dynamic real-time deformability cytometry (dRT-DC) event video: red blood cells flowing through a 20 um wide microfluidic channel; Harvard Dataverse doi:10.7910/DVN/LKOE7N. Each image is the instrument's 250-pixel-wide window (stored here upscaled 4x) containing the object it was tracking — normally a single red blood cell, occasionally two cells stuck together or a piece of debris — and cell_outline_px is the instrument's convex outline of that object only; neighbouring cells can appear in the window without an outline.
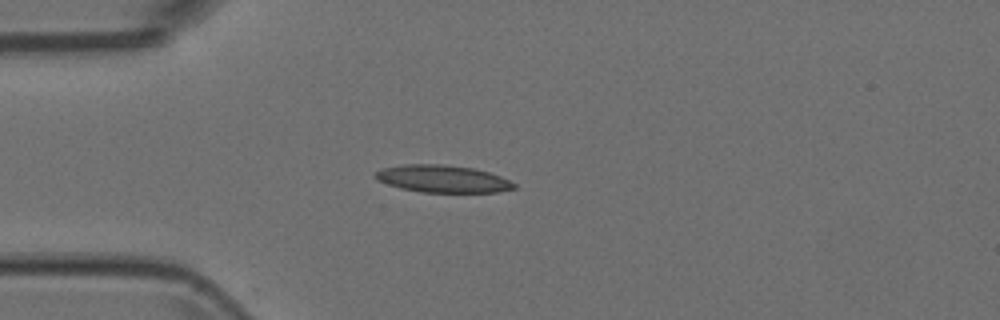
{"species": "Egyptian fruit bat (a non-hibernating species)", "species_latin": "Rousettus aegyptiacus", "temperature_condition": "room temperature", "stored_images_in_passage": 4, "camera_frame_rate_fps": 3000, "um_per_image_px": 0.085, "animal": {"sex": "female"}, "frame": {"image": 1, "passage_image": 3, "time_ms": 0.667, "image_size_px": [1000, 320], "cell_outline_px": [[516, 188], [496, 192], [420, 192], [400, 188], [376, 180], [372, 176], [376, 172], [384, 168], [404, 164], [444, 164], [472, 168], [488, 172], [500, 176], [516, 184]], "centroid_in_image_um": [37.59, 15.2], "position_along_channel_um": 47.4, "area_um2": 22.02}}